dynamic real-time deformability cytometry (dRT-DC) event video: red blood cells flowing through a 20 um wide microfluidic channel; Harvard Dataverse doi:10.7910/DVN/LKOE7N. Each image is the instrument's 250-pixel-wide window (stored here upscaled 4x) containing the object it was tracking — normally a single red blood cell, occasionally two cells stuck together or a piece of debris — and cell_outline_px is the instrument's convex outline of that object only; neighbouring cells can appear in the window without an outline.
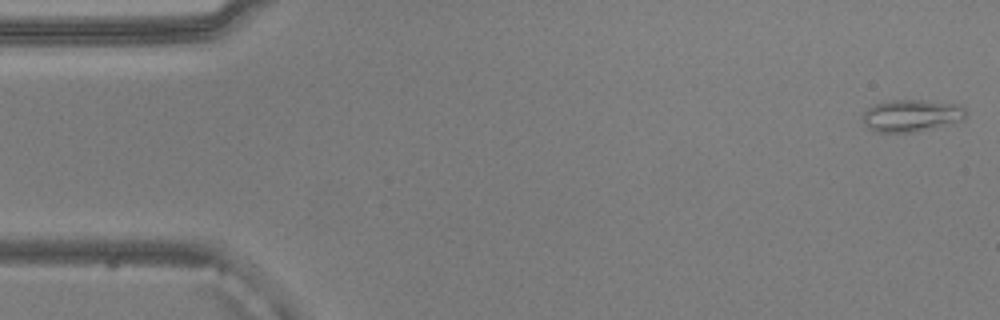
{"species": "common noctule bat (a hibernating species)", "species_latin": "Nyctalus noctula", "temperature_condition": "warm", "stored_images_in_passage": 51, "camera_frame_rate_fps": 3000, "um_per_image_px": 0.085, "animal": {"sex": "male", "body_mass_g": 20.5, "forearm_length_mm": 52.5}, "frame": {"image": 1, "passage_image": 1, "time_ms": 0.0, "image_size_px": [1000, 320], "cell_outline_px": [[968, 112], [964, 120], [952, 124], [912, 132], [872, 132], [864, 124], [860, 116], [868, 108], [876, 104], [892, 100], [924, 100], [956, 104], [964, 108]], "centroid_in_image_um": [77.47, 9.83], "position_along_channel_um": 7.5, "area_um2": 19.54}}
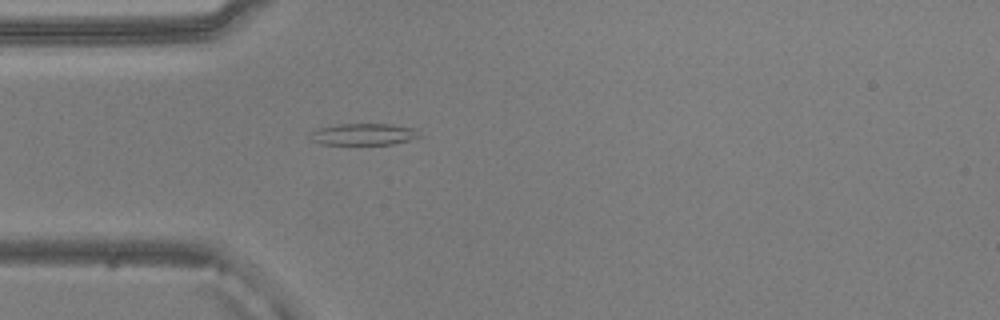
{"frame": {"image": 2, "passage_image": 14, "time_ms": 4.333, "image_size_px": [1000, 320], "cell_outline_px": [[420, 136], [408, 140], [392, 144], [320, 144], [312, 140], [308, 132], [316, 128], [340, 124], [392, 124], [420, 128]], "centroid_in_image_um": [30.92, 11.4], "position_along_channel_um": 54.1, "area_um2": 13.99}}
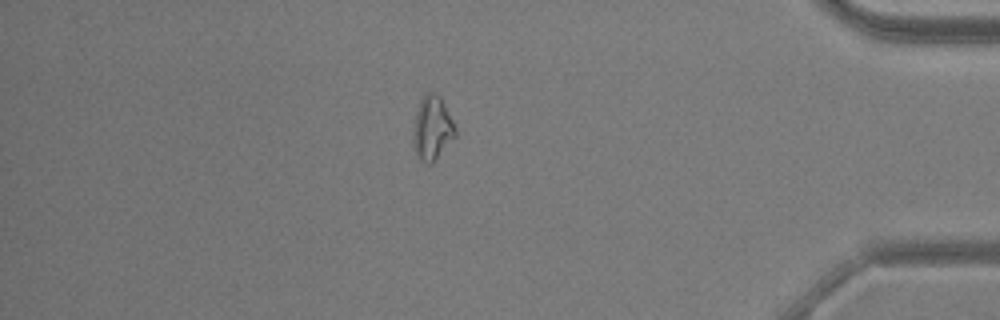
{"frame": {"image": 3, "passage_image": 44, "time_ms": 14.333, "image_size_px": [1000, 320], "cell_outline_px": [[456, 136], [436, 160], [432, 164], [428, 164], [420, 160], [416, 156], [412, 144], [412, 132], [416, 112], [420, 100], [424, 92], [436, 92], [440, 96], [456, 128]], "centroid_in_image_um": [36.71, 10.91], "position_along_channel_um": 398.5, "area_um2": 16.07}}